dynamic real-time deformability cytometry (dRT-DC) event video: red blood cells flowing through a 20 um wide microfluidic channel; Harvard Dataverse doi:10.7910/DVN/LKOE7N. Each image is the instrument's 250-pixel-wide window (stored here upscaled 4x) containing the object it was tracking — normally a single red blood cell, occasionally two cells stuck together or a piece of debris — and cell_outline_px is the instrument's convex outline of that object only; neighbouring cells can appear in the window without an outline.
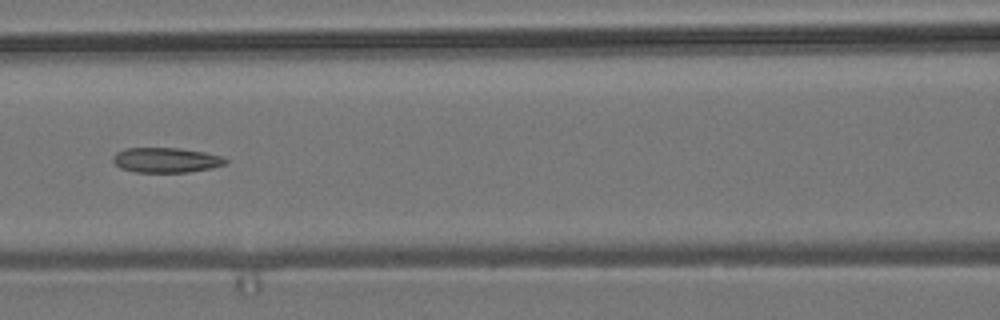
{"species": "common noctule bat (a hibernating species)", "species_latin": "Nyctalus noctula", "temperature_condition": "room temperature", "stored_images_in_passage": 3, "camera_frame_rate_fps": 3000, "um_per_image_px": 0.085, "animal": {"sex": "male", "body_mass_g": 19.2, "forearm_length_mm": 51.8}, "frame": {"image": 1, "passage_image": 3, "time_ms": 2.333, "image_size_px": [1000, 320], "cell_outline_px": [[228, 160], [224, 164], [212, 168], [188, 172], [136, 172], [120, 168], [112, 160], [112, 156], [116, 152], [124, 148], [180, 148], [204, 152], [220, 156]], "centroid_in_image_um": [14.07, 13.6], "position_along_channel_um": 152.5, "area_um2": 16.36}}